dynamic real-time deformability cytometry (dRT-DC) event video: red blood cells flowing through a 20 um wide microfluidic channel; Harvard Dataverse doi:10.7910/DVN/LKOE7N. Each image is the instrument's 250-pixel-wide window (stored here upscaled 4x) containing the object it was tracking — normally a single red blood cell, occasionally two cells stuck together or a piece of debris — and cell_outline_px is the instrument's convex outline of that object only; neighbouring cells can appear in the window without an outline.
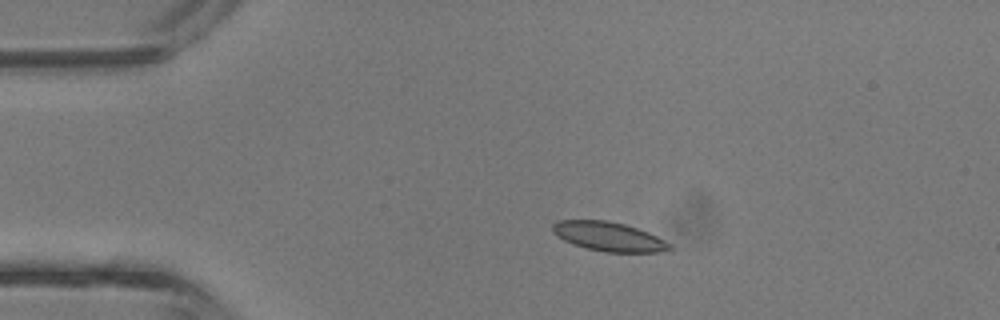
{"species": "common noctule bat (a hibernating species)", "species_latin": "Nyctalus noctula", "temperature_condition": "room temperature", "stored_images_in_passage": 5, "camera_frame_rate_fps": 3000, "um_per_image_px": 0.085, "animal": {"sex": "male", "body_mass_g": 13.3}, "frame": {"image": 1, "passage_image": 4, "time_ms": 1.0, "image_size_px": [1000, 320], "cell_outline_px": [[672, 248], [664, 252], [604, 252], [572, 244], [564, 240], [552, 232], [552, 224], [556, 220], [608, 220], [624, 224], [648, 232], [672, 244]], "centroid_in_image_um": [51.74, 20.1], "position_along_channel_um": 33.3, "area_um2": 19.94}}